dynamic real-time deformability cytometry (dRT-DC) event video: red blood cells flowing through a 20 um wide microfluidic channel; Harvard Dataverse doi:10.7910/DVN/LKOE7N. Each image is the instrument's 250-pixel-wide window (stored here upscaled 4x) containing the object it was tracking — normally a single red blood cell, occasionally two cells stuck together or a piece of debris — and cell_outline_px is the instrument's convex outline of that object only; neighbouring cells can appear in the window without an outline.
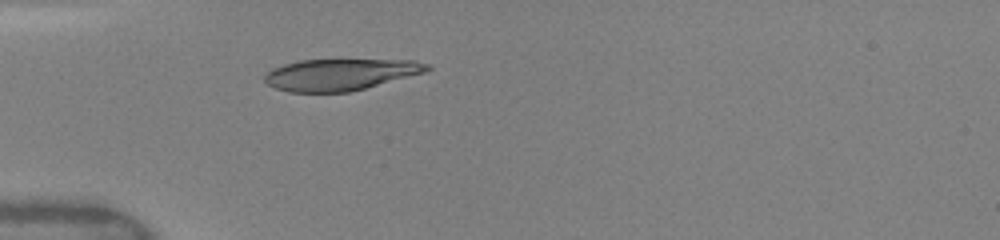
{"species": "human", "species_latin": "Homo sapiens", "temperature_condition": "warm", "stored_images_in_passage": 29, "camera_frame_rate_fps": 3000, "um_per_image_px": 0.085, "donor": {"sex": "female"}, "frame": {"image": 1, "passage_image": 1, "time_ms": 0.0, "image_size_px": [1000, 240], "cell_outline_px": [[432, 68], [424, 72], [364, 88], [348, 92], [288, 92], [276, 88], [268, 84], [264, 80], [264, 76], [272, 68], [284, 64], [300, 60], [416, 60], [428, 64]], "centroid_in_image_um": [28.9, 6.33], "position_along_channel_um": 56.1, "area_um2": 29.54}}
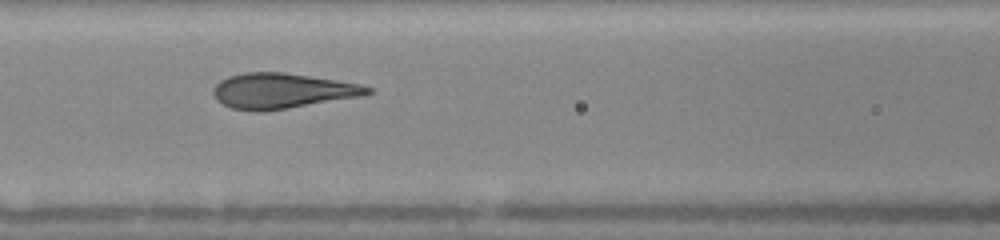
{"frame": {"image": 2, "passage_image": 10, "time_ms": 2.333, "image_size_px": [1000, 240], "cell_outline_px": [[372, 92], [364, 96], [264, 112], [256, 112], [232, 108], [216, 100], [212, 92], [212, 88], [220, 80], [228, 76], [244, 72], [284, 72], [336, 80], [360, 84], [372, 88]], "centroid_in_image_um": [23.96, 7.73], "position_along_channel_um": 142.6, "area_um2": 31.96}}
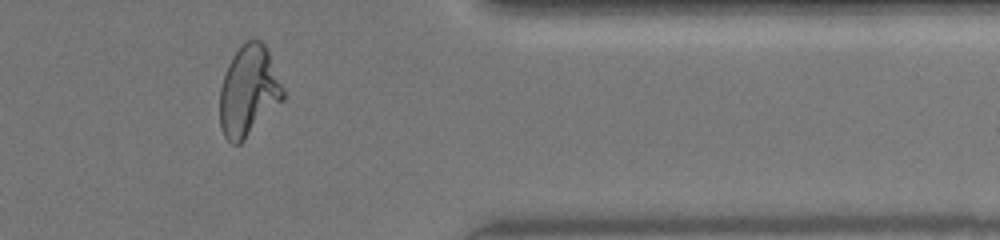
{"frame": {"image": 3, "passage_image": 25, "time_ms": 8.667, "image_size_px": [1000, 240], "cell_outline_px": [[284, 100], [240, 144], [232, 144], [224, 136], [220, 128], [220, 88], [228, 64], [232, 56], [240, 44], [252, 36], [260, 40], [268, 48], [284, 88]], "centroid_in_image_um": [21.15, 7.7], "position_along_channel_um": 390.3, "area_um2": 33.93}, "authors_computed_cell_mechanics": {"area_um2": 32.079, "velocity_mm_per_s": 4.1022, "shape_relaxation_time_tau1_ms": 3.4905, "shape_relaxation_time_tau2_ms": null, "deformation_change_tau1": 0.2002, "deformation_change_tau2": null}}